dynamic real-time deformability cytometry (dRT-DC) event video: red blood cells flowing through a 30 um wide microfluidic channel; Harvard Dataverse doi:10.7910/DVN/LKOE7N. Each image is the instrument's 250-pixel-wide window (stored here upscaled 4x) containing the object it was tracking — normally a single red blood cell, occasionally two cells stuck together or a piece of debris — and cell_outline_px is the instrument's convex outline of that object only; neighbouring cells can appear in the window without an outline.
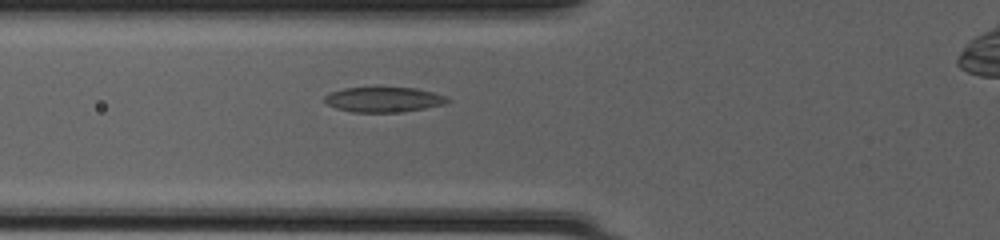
{"species": "common noctule bat (a hibernating species)", "species_latin": "Nyctalus noctula", "temperature_condition": "cold", "stored_images_in_passage": 41, "camera_frame_rate_fps": 3000, "um_per_image_px": 0.085, "animal": {"sex": "female", "body_mass_g": 20.0, "forearm_length_mm": 54.0}, "frame": {"image": 1, "passage_image": 13, "time_ms": 4.0, "image_size_px": [1000, 240], "cell_outline_px": [[452, 100], [444, 104], [404, 112], [352, 112], [336, 108], [328, 104], [324, 100], [324, 96], [328, 92], [344, 88], [376, 84], [416, 88], [432, 92], [444, 96]], "centroid_in_image_um": [32.57, 8.41], "position_along_channel_um": 93.2, "area_um2": 18.9}}
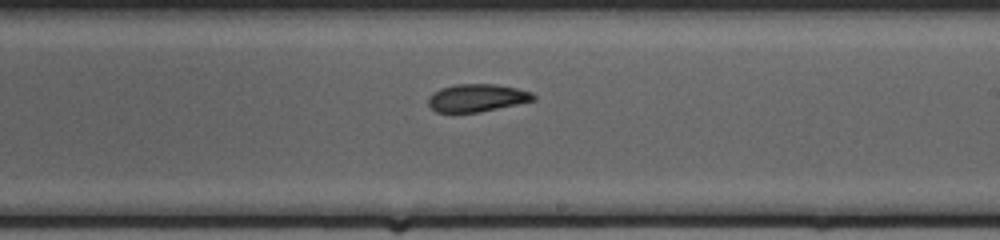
{"frame": {"image": 2, "passage_image": 24, "time_ms": 7.667, "image_size_px": [1000, 240], "cell_outline_px": [[536, 100], [480, 112], [436, 112], [428, 104], [428, 96], [432, 92], [440, 88], [456, 84], [496, 84], [516, 88], [532, 92], [536, 96]], "centroid_in_image_um": [40.54, 8.31], "position_along_channel_um": 248.5, "area_um2": 17.05}}
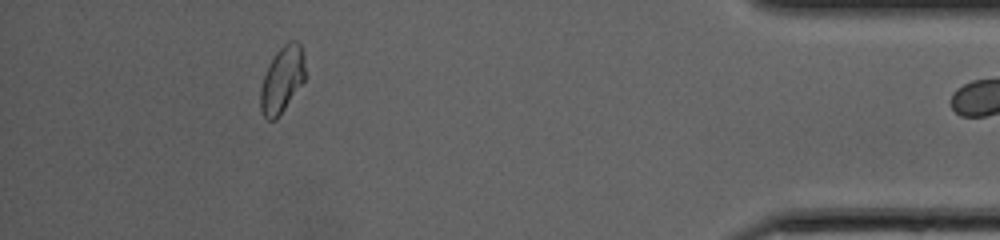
{"frame": {"image": 3, "passage_image": 39, "time_ms": 12.667, "image_size_px": [1000, 240], "cell_outline_px": [[304, 80], [280, 116], [276, 120], [268, 120], [264, 116], [260, 108], [260, 88], [268, 64], [276, 52], [288, 40], [296, 40], [300, 44], [304, 52]], "centroid_in_image_um": [23.97, 6.76], "position_along_channel_um": 411.2, "area_um2": 17.34}, "authors_computed_cell_mechanics": {"area_um2": 17.9758, "velocity_mm_per_s": 4.2192, "shape_relaxation_time_tau1_ms": null, "shape_relaxation_time_tau2_ms": 3.4045, "deformation_change_tau1": null, "deformation_change_tau2": 0.0881}}